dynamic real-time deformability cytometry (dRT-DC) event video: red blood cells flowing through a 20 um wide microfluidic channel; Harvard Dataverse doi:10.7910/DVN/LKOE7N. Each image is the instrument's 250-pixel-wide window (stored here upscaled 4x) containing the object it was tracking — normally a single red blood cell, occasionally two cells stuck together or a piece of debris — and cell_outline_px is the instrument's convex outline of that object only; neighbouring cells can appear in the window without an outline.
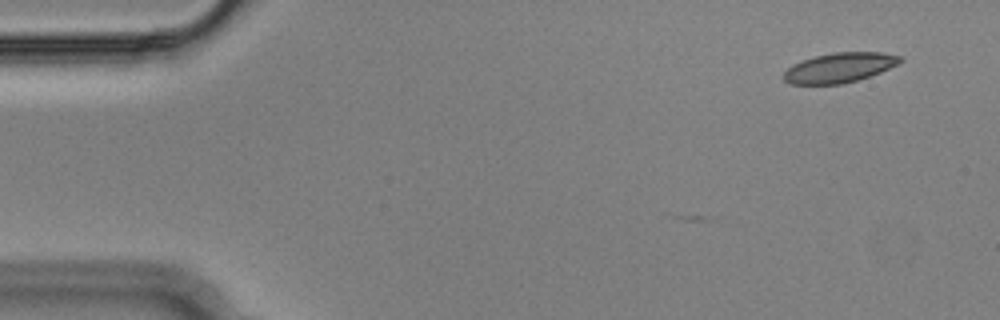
{"species": "Egyptian fruit bat (a non-hibernating species)", "species_latin": "Rousettus aegyptiacus", "temperature_condition": "cold", "stored_images_in_passage": 2, "camera_frame_rate_fps": 3000, "um_per_image_px": 0.085, "animal": {"sex": "male"}, "frame": {"image": 1, "passage_image": 2, "time_ms": 0.333, "image_size_px": [1000, 320], "cell_outline_px": [[904, 60], [880, 72], [844, 84], [792, 84], [784, 80], [784, 72], [792, 64], [816, 56], [832, 52], [884, 52], [900, 56]], "centroid_in_image_um": [71.35, 5.74], "position_along_channel_um": 13.6, "area_um2": 20.0}}